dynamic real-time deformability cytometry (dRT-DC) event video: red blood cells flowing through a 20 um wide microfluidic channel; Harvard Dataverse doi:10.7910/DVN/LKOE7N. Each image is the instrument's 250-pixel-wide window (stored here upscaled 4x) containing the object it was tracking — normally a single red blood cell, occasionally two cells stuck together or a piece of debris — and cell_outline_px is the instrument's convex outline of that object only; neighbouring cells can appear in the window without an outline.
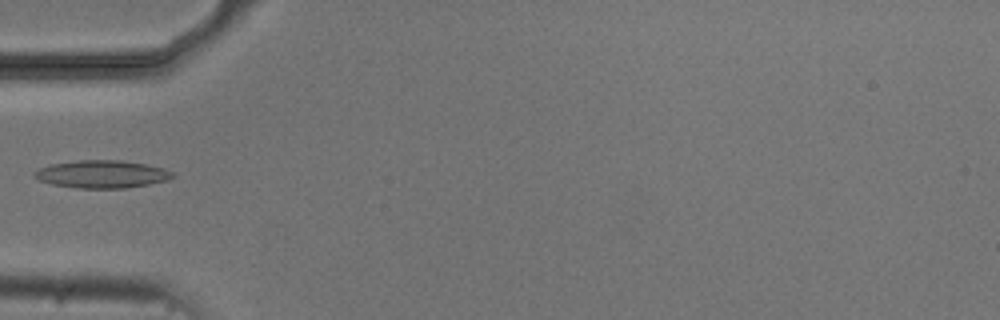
{"species": "common noctule bat (a hibernating species)", "species_latin": "Nyctalus noctula", "temperature_condition": "cold", "stored_images_in_passage": 2, "camera_frame_rate_fps": 3000, "um_per_image_px": 0.085, "animal": {"sex": "male", "body_mass_g": 20.5, "forearm_length_mm": 52.5}, "frame": {"image": 1, "passage_image": 2, "time_ms": 1.0, "image_size_px": [1000, 320], "cell_outline_px": [[176, 176], [168, 180], [148, 184], [124, 188], [76, 188], [52, 184], [40, 180], [32, 172], [40, 168], [52, 164], [76, 160], [120, 160], [144, 164], [164, 168], [172, 172]], "centroid_in_image_um": [8.68, 14.8], "position_along_channel_um": 76.3, "area_um2": 22.14}}